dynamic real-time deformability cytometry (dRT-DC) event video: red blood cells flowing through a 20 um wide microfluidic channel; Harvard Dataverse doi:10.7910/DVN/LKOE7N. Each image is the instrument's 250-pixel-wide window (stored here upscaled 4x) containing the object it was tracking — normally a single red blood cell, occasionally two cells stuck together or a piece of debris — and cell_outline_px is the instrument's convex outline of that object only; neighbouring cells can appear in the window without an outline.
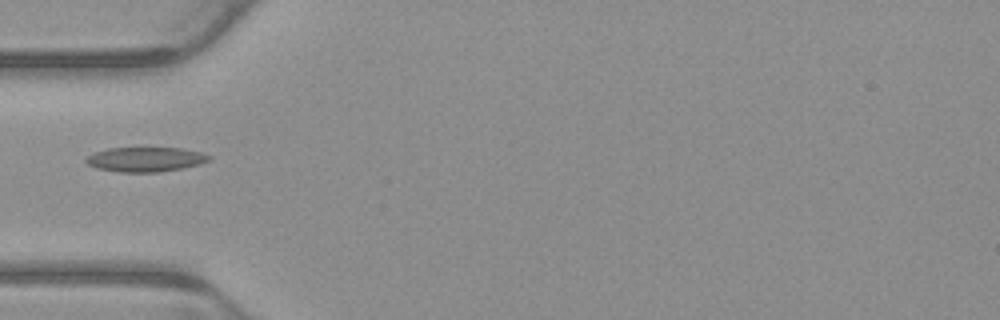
{"species": "common noctule bat (a hibernating species)", "species_latin": "Nyctalus noctula", "temperature_condition": "warm", "stored_images_in_passage": 4, "camera_frame_rate_fps": 3000, "um_per_image_px": 0.085, "animal": {"sex": "male", "body_mass_g": 23.1, "forearm_length_mm": 52.7}, "frame": {"image": 1, "passage_image": 4, "time_ms": 1.0, "image_size_px": [1000, 320], "cell_outline_px": [[212, 160], [200, 164], [184, 168], [160, 172], [120, 172], [96, 168], [88, 164], [84, 160], [92, 152], [108, 148], [180, 148], [200, 152], [212, 156]], "centroid_in_image_um": [12.38, 13.55], "position_along_channel_um": 72.6, "area_um2": 17.8}}